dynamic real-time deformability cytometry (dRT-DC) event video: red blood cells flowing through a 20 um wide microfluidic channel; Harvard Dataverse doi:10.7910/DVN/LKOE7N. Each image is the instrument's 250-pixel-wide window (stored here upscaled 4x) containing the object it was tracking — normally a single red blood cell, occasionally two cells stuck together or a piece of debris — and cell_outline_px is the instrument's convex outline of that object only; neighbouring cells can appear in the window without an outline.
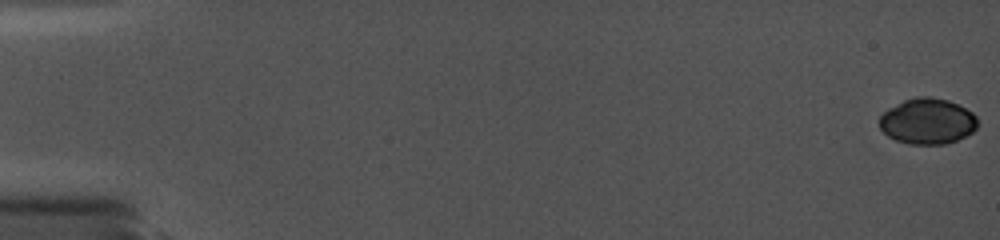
{"species": "common noctule bat (a hibernating species)", "species_latin": "Nyctalus noctula", "temperature_condition": "cold", "stored_images_in_passage": 50, "camera_frame_rate_fps": 5000, "um_per_image_px": 0.085, "animal": {"sex": "female", "body_mass_g": 19.0, "forearm_length_mm": 56.7}, "frame": {"image": 1, "passage_image": 1, "time_ms": 0.0, "image_size_px": [1000, 240], "cell_outline_px": [[976, 128], [972, 132], [956, 140], [944, 144], [908, 144], [896, 140], [888, 136], [880, 128], [880, 116], [888, 108], [904, 100], [916, 96], [928, 96], [948, 100], [972, 112], [976, 116]], "centroid_in_image_um": [78.81, 10.3], "position_along_channel_um": 6.2, "area_um2": 26.01}}
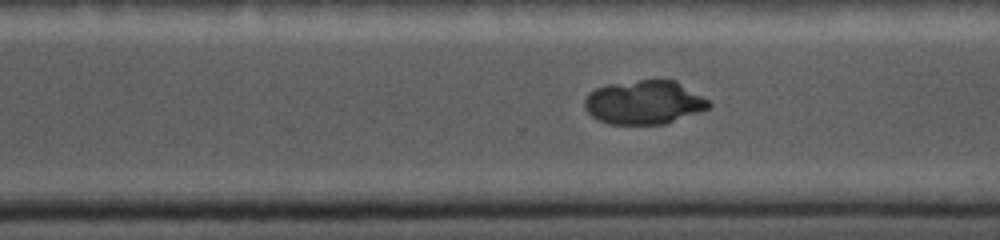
{"frame": {"image": 2, "passage_image": 42, "time_ms": 12.8, "image_size_px": [1000, 240], "cell_outline_px": [[712, 104], [708, 108], [664, 124], [608, 124], [596, 120], [584, 108], [584, 100], [588, 92], [596, 88], [608, 84], [640, 80], [676, 80], [708, 100]], "centroid_in_image_um": [54.7, 8.7], "position_along_channel_um": 315.9, "area_um2": 31.62}}
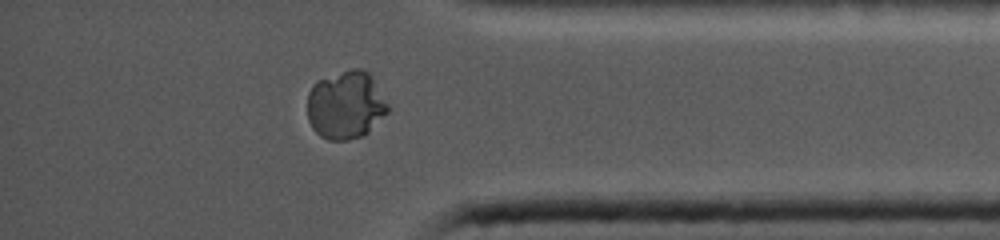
{"frame": {"image": 3, "passage_image": 48, "time_ms": 15.2, "image_size_px": [1000, 240], "cell_outline_px": [[388, 112], [368, 132], [360, 136], [348, 140], [328, 140], [320, 136], [312, 128], [308, 120], [308, 92], [312, 84], [316, 80], [352, 68], [360, 68], [368, 72], [372, 76], [388, 104]], "centroid_in_image_um": [29.37, 8.92], "position_along_channel_um": 405.8, "area_um2": 32.08}}